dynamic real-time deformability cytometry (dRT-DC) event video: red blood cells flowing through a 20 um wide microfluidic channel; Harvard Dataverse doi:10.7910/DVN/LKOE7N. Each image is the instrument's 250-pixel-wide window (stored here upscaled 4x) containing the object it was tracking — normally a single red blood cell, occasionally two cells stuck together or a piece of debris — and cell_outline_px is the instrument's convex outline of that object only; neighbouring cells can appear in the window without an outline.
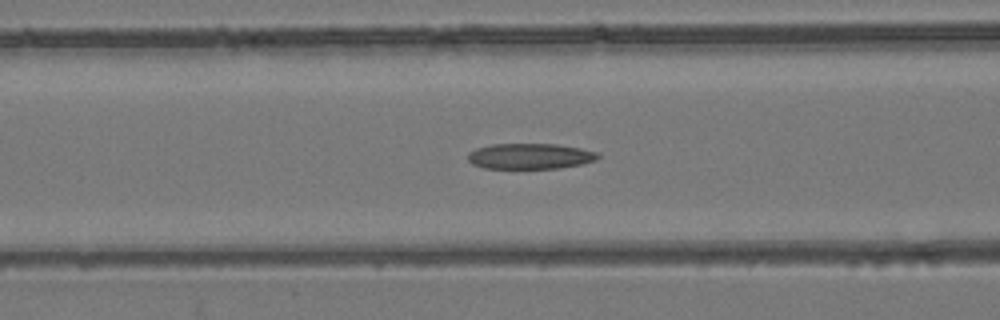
{"species": "common noctule bat (a hibernating species)", "species_latin": "Nyctalus noctula", "temperature_condition": "room temperature", "stored_images_in_passage": 54, "camera_frame_rate_fps": 3000, "um_per_image_px": 0.085, "animal": {"sex": "female", "body_mass_g": 24.6, "forearm_length_mm": 56.2}, "frame": {"image": 1, "passage_image": 23, "time_ms": 7.333, "image_size_px": [1000, 320], "cell_outline_px": [[600, 156], [596, 160], [580, 164], [560, 168], [484, 168], [472, 164], [468, 160], [468, 152], [476, 148], [492, 144], [556, 144], [580, 148], [600, 152]], "centroid_in_image_um": [45.06, 13.27], "position_along_channel_um": 121.5, "area_um2": 19.48}}
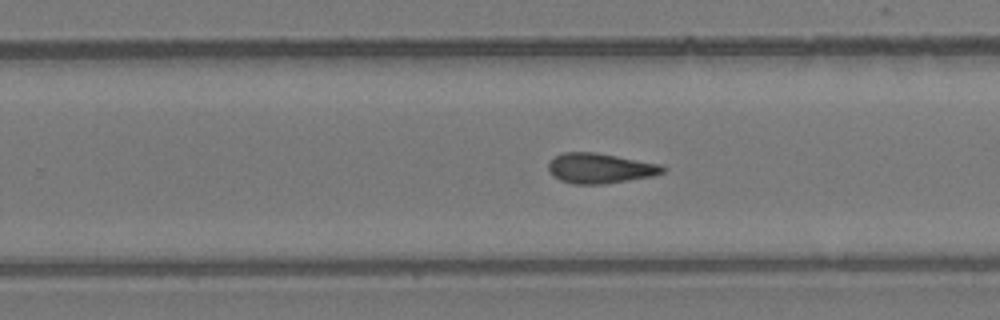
{"frame": {"image": 2, "passage_image": 35, "time_ms": 11.333, "image_size_px": [1000, 320], "cell_outline_px": [[668, 168], [664, 172], [652, 176], [604, 184], [572, 184], [560, 180], [552, 176], [548, 172], [548, 160], [552, 156], [564, 152], [596, 152], [660, 164]], "centroid_in_image_um": [50.95, 14.29], "position_along_channel_um": 278.9, "area_um2": 20.35}}
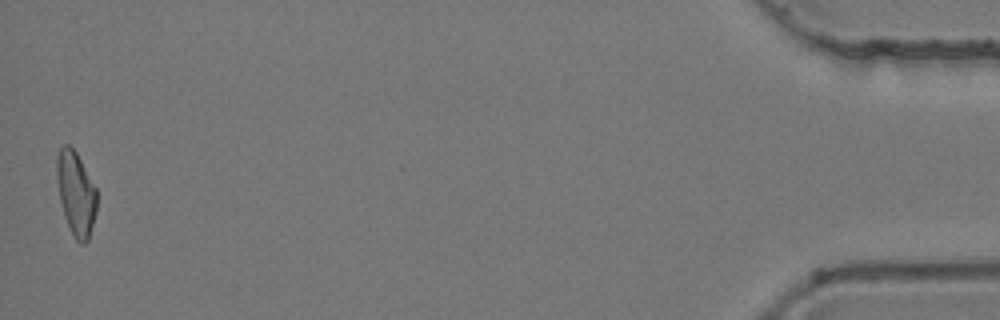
{"frame": {"image": 3, "passage_image": 54, "time_ms": 17.667, "image_size_px": [1000, 320], "cell_outline_px": [[96, 212], [88, 240], [84, 244], [80, 244], [76, 240], [64, 216], [60, 200], [56, 176], [56, 156], [60, 148], [64, 144], [68, 144], [76, 152], [96, 188]], "centroid_in_image_um": [6.44, 16.42], "position_along_channel_um": 428.8, "area_um2": 19.42}, "authors_computed_cell_mechanics": {"area_um2": 20.2878, "velocity_mm_per_s": 3.9323, "shape_relaxation_time_tau1_ms": null, "shape_relaxation_time_tau2_ms": 4.3533, "deformation_change_tau1": null, "deformation_change_tau2": 0.1446}}